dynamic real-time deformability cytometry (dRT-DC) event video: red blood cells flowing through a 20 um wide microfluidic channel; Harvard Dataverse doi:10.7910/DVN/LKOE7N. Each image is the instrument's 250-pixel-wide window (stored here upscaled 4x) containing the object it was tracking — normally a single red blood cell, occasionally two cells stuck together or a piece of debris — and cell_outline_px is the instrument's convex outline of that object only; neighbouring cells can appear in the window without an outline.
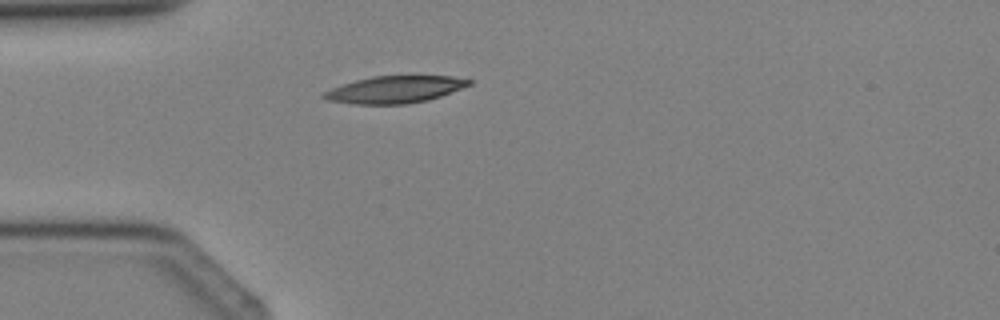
{"species": "Egyptian fruit bat (a non-hibernating species)", "species_latin": "Rousettus aegyptiacus", "temperature_condition": "cold", "stored_images_in_passage": 2, "camera_frame_rate_fps": 3000, "um_per_image_px": 0.085, "animal": {"sex": "female"}, "frame": {"image": 1, "passage_image": 2, "time_ms": 1.0, "image_size_px": [1000, 320], "cell_outline_px": [[472, 84], [440, 96], [428, 100], [404, 104], [356, 104], [328, 100], [320, 96], [324, 92], [332, 88], [356, 80], [372, 76], [452, 76], [472, 80]], "centroid_in_image_um": [33.57, 7.6], "position_along_channel_um": 51.4, "area_um2": 22.66}}